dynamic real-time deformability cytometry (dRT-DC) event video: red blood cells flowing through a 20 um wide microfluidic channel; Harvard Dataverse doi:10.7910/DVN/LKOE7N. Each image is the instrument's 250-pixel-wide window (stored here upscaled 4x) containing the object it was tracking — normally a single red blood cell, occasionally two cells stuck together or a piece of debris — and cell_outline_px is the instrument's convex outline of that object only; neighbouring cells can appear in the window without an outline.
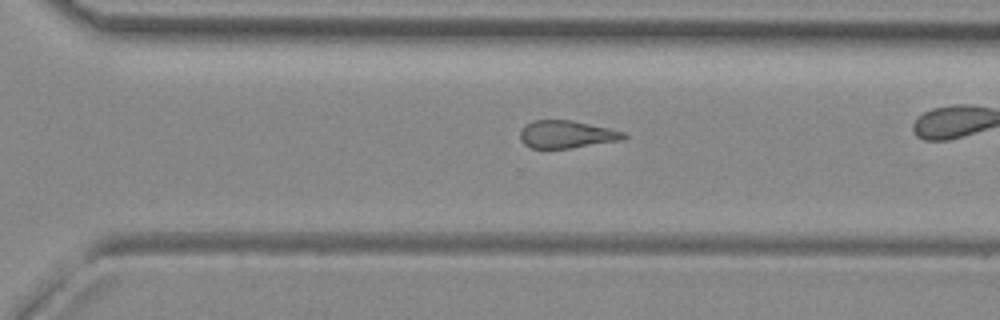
{"species": "common noctule bat (a hibernating species)", "species_latin": "Nyctalus noctula", "temperature_condition": "room temperature", "stored_images_in_passage": 29, "camera_frame_rate_fps": 3000, "um_per_image_px": 0.085, "animal": {"sex": "female", "body_mass_g": 29.2, "forearm_length_mm": 56.3}, "frame": {"image": 1, "passage_image": 24, "time_ms": 7.667, "image_size_px": [1000, 320], "cell_outline_px": [[628, 136], [624, 140], [568, 148], [532, 148], [524, 144], [520, 140], [520, 132], [528, 124], [536, 120], [572, 120], [608, 128], [624, 132]], "centroid_in_image_um": [48.19, 11.42], "position_along_channel_um": 322.4, "area_um2": 16.47}, "authors_computed_cell_mechanics": {"area_um2": 17.34, "velocity_mm_per_s": 4.0113, "shape_relaxation_time_tau1_ms": null, "shape_relaxation_time_tau2_ms": 3.5667, "deformation_change_tau1": null, "deformation_change_tau2": 0.1475}}